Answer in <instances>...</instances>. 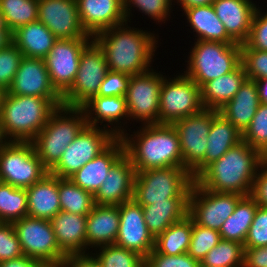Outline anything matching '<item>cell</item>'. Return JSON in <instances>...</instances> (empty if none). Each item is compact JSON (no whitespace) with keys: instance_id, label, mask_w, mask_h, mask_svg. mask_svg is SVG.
Returning a JSON list of instances; mask_svg holds the SVG:
<instances>
[{"instance_id":"1","label":"cell","mask_w":267,"mask_h":267,"mask_svg":"<svg viewBox=\"0 0 267 267\" xmlns=\"http://www.w3.org/2000/svg\"><path fill=\"white\" fill-rule=\"evenodd\" d=\"M141 29L131 28L126 21L93 37L104 51L108 70L134 76L152 68L158 35Z\"/></svg>"},{"instance_id":"2","label":"cell","mask_w":267,"mask_h":267,"mask_svg":"<svg viewBox=\"0 0 267 267\" xmlns=\"http://www.w3.org/2000/svg\"><path fill=\"white\" fill-rule=\"evenodd\" d=\"M260 166V152L241 141L209 164L195 181L210 191L247 196L252 193Z\"/></svg>"},{"instance_id":"3","label":"cell","mask_w":267,"mask_h":267,"mask_svg":"<svg viewBox=\"0 0 267 267\" xmlns=\"http://www.w3.org/2000/svg\"><path fill=\"white\" fill-rule=\"evenodd\" d=\"M139 128L131 135L126 132L121 136L135 171L183 167L179 137L172 124H146Z\"/></svg>"},{"instance_id":"4","label":"cell","mask_w":267,"mask_h":267,"mask_svg":"<svg viewBox=\"0 0 267 267\" xmlns=\"http://www.w3.org/2000/svg\"><path fill=\"white\" fill-rule=\"evenodd\" d=\"M63 105L62 98L12 95L0 98V127L6 141L31 142L50 114Z\"/></svg>"},{"instance_id":"5","label":"cell","mask_w":267,"mask_h":267,"mask_svg":"<svg viewBox=\"0 0 267 267\" xmlns=\"http://www.w3.org/2000/svg\"><path fill=\"white\" fill-rule=\"evenodd\" d=\"M86 125L82 108L62 105L50 114L44 128L31 141L48 170L60 160L63 152Z\"/></svg>"},{"instance_id":"6","label":"cell","mask_w":267,"mask_h":267,"mask_svg":"<svg viewBox=\"0 0 267 267\" xmlns=\"http://www.w3.org/2000/svg\"><path fill=\"white\" fill-rule=\"evenodd\" d=\"M184 74L200 88L208 81L234 71L241 64V44L196 40Z\"/></svg>"},{"instance_id":"7","label":"cell","mask_w":267,"mask_h":267,"mask_svg":"<svg viewBox=\"0 0 267 267\" xmlns=\"http://www.w3.org/2000/svg\"><path fill=\"white\" fill-rule=\"evenodd\" d=\"M135 172L133 199L141 206L189 198L195 180L185 168L177 166Z\"/></svg>"},{"instance_id":"8","label":"cell","mask_w":267,"mask_h":267,"mask_svg":"<svg viewBox=\"0 0 267 267\" xmlns=\"http://www.w3.org/2000/svg\"><path fill=\"white\" fill-rule=\"evenodd\" d=\"M47 173L49 170L38 157L32 142L6 141L0 147L2 182L27 189Z\"/></svg>"},{"instance_id":"9","label":"cell","mask_w":267,"mask_h":267,"mask_svg":"<svg viewBox=\"0 0 267 267\" xmlns=\"http://www.w3.org/2000/svg\"><path fill=\"white\" fill-rule=\"evenodd\" d=\"M167 78L163 83L159 99V124H172L183 117L201 112V88L184 73Z\"/></svg>"},{"instance_id":"10","label":"cell","mask_w":267,"mask_h":267,"mask_svg":"<svg viewBox=\"0 0 267 267\" xmlns=\"http://www.w3.org/2000/svg\"><path fill=\"white\" fill-rule=\"evenodd\" d=\"M12 224L25 256L45 266L63 265L67 255L57 243L50 220L25 216Z\"/></svg>"},{"instance_id":"11","label":"cell","mask_w":267,"mask_h":267,"mask_svg":"<svg viewBox=\"0 0 267 267\" xmlns=\"http://www.w3.org/2000/svg\"><path fill=\"white\" fill-rule=\"evenodd\" d=\"M108 72L103 49L93 39L80 55L79 69L71 87L62 95L63 105L81 108L97 96Z\"/></svg>"},{"instance_id":"12","label":"cell","mask_w":267,"mask_h":267,"mask_svg":"<svg viewBox=\"0 0 267 267\" xmlns=\"http://www.w3.org/2000/svg\"><path fill=\"white\" fill-rule=\"evenodd\" d=\"M116 137L109 130L86 125L49 170L59 178H69L103 152Z\"/></svg>"},{"instance_id":"13","label":"cell","mask_w":267,"mask_h":267,"mask_svg":"<svg viewBox=\"0 0 267 267\" xmlns=\"http://www.w3.org/2000/svg\"><path fill=\"white\" fill-rule=\"evenodd\" d=\"M163 74L151 68L130 77L125 95L129 121L159 124V99ZM134 119V120H132Z\"/></svg>"},{"instance_id":"14","label":"cell","mask_w":267,"mask_h":267,"mask_svg":"<svg viewBox=\"0 0 267 267\" xmlns=\"http://www.w3.org/2000/svg\"><path fill=\"white\" fill-rule=\"evenodd\" d=\"M243 197L237 193L210 191L194 180L189 193L188 215L197 225L219 231Z\"/></svg>"},{"instance_id":"15","label":"cell","mask_w":267,"mask_h":267,"mask_svg":"<svg viewBox=\"0 0 267 267\" xmlns=\"http://www.w3.org/2000/svg\"><path fill=\"white\" fill-rule=\"evenodd\" d=\"M218 113L217 110L203 109L172 123L179 137L183 168L190 174L204 161L209 130Z\"/></svg>"},{"instance_id":"16","label":"cell","mask_w":267,"mask_h":267,"mask_svg":"<svg viewBox=\"0 0 267 267\" xmlns=\"http://www.w3.org/2000/svg\"><path fill=\"white\" fill-rule=\"evenodd\" d=\"M93 38L58 39L44 58L52 86L62 96L73 84L80 55Z\"/></svg>"},{"instance_id":"17","label":"cell","mask_w":267,"mask_h":267,"mask_svg":"<svg viewBox=\"0 0 267 267\" xmlns=\"http://www.w3.org/2000/svg\"><path fill=\"white\" fill-rule=\"evenodd\" d=\"M118 207L120 225L114 244L146 258L154 249L155 238L146 226L142 206L131 199L118 205Z\"/></svg>"},{"instance_id":"18","label":"cell","mask_w":267,"mask_h":267,"mask_svg":"<svg viewBox=\"0 0 267 267\" xmlns=\"http://www.w3.org/2000/svg\"><path fill=\"white\" fill-rule=\"evenodd\" d=\"M38 21L58 39L93 38L81 26L76 0H38Z\"/></svg>"},{"instance_id":"19","label":"cell","mask_w":267,"mask_h":267,"mask_svg":"<svg viewBox=\"0 0 267 267\" xmlns=\"http://www.w3.org/2000/svg\"><path fill=\"white\" fill-rule=\"evenodd\" d=\"M7 92L21 96L62 98L51 84L43 58L23 57Z\"/></svg>"},{"instance_id":"20","label":"cell","mask_w":267,"mask_h":267,"mask_svg":"<svg viewBox=\"0 0 267 267\" xmlns=\"http://www.w3.org/2000/svg\"><path fill=\"white\" fill-rule=\"evenodd\" d=\"M81 108L85 113L87 125L100 127L105 122L102 125L103 128L113 133L116 138H121L127 132L123 128L128 123L127 120H129L125 97L94 96ZM120 120L124 121L125 124Z\"/></svg>"},{"instance_id":"21","label":"cell","mask_w":267,"mask_h":267,"mask_svg":"<svg viewBox=\"0 0 267 267\" xmlns=\"http://www.w3.org/2000/svg\"><path fill=\"white\" fill-rule=\"evenodd\" d=\"M135 169L124 154L109 170L99 190L94 195L97 205L118 206L133 199Z\"/></svg>"},{"instance_id":"22","label":"cell","mask_w":267,"mask_h":267,"mask_svg":"<svg viewBox=\"0 0 267 267\" xmlns=\"http://www.w3.org/2000/svg\"><path fill=\"white\" fill-rule=\"evenodd\" d=\"M83 29L94 37L97 33L126 22L123 0H76Z\"/></svg>"},{"instance_id":"23","label":"cell","mask_w":267,"mask_h":267,"mask_svg":"<svg viewBox=\"0 0 267 267\" xmlns=\"http://www.w3.org/2000/svg\"><path fill=\"white\" fill-rule=\"evenodd\" d=\"M125 154L121 138H116L103 152L86 163L69 178L79 187L92 193L99 190L103 180L108 176L110 168Z\"/></svg>"},{"instance_id":"24","label":"cell","mask_w":267,"mask_h":267,"mask_svg":"<svg viewBox=\"0 0 267 267\" xmlns=\"http://www.w3.org/2000/svg\"><path fill=\"white\" fill-rule=\"evenodd\" d=\"M216 15L224 24L227 34L243 44L250 33L251 22L257 5L252 0H215Z\"/></svg>"},{"instance_id":"25","label":"cell","mask_w":267,"mask_h":267,"mask_svg":"<svg viewBox=\"0 0 267 267\" xmlns=\"http://www.w3.org/2000/svg\"><path fill=\"white\" fill-rule=\"evenodd\" d=\"M120 214L118 206L95 205L87 215L86 244L89 249L114 244L118 235ZM90 247V248H89ZM96 247V248H95Z\"/></svg>"},{"instance_id":"26","label":"cell","mask_w":267,"mask_h":267,"mask_svg":"<svg viewBox=\"0 0 267 267\" xmlns=\"http://www.w3.org/2000/svg\"><path fill=\"white\" fill-rule=\"evenodd\" d=\"M87 216L60 211L50 221L60 249L66 254L87 253Z\"/></svg>"},{"instance_id":"27","label":"cell","mask_w":267,"mask_h":267,"mask_svg":"<svg viewBox=\"0 0 267 267\" xmlns=\"http://www.w3.org/2000/svg\"><path fill=\"white\" fill-rule=\"evenodd\" d=\"M207 139L204 161L191 173L194 179L209 164L220 159L230 148L239 144L242 141V133L218 113L212 120Z\"/></svg>"},{"instance_id":"28","label":"cell","mask_w":267,"mask_h":267,"mask_svg":"<svg viewBox=\"0 0 267 267\" xmlns=\"http://www.w3.org/2000/svg\"><path fill=\"white\" fill-rule=\"evenodd\" d=\"M27 192V216L51 220L61 211L58 193V177L47 173L37 181Z\"/></svg>"},{"instance_id":"29","label":"cell","mask_w":267,"mask_h":267,"mask_svg":"<svg viewBox=\"0 0 267 267\" xmlns=\"http://www.w3.org/2000/svg\"><path fill=\"white\" fill-rule=\"evenodd\" d=\"M259 104L257 83L247 78L239 91L219 110V113L243 133L256 114Z\"/></svg>"},{"instance_id":"30","label":"cell","mask_w":267,"mask_h":267,"mask_svg":"<svg viewBox=\"0 0 267 267\" xmlns=\"http://www.w3.org/2000/svg\"><path fill=\"white\" fill-rule=\"evenodd\" d=\"M247 79L244 67L240 64L234 71L206 82L201 87V102L204 109L219 111Z\"/></svg>"},{"instance_id":"31","label":"cell","mask_w":267,"mask_h":267,"mask_svg":"<svg viewBox=\"0 0 267 267\" xmlns=\"http://www.w3.org/2000/svg\"><path fill=\"white\" fill-rule=\"evenodd\" d=\"M11 38L24 57L43 59L58 40L40 21L18 27L11 33Z\"/></svg>"},{"instance_id":"32","label":"cell","mask_w":267,"mask_h":267,"mask_svg":"<svg viewBox=\"0 0 267 267\" xmlns=\"http://www.w3.org/2000/svg\"><path fill=\"white\" fill-rule=\"evenodd\" d=\"M149 232L156 238L170 225L183 220L189 211V198H170L166 202H154L142 206Z\"/></svg>"},{"instance_id":"33","label":"cell","mask_w":267,"mask_h":267,"mask_svg":"<svg viewBox=\"0 0 267 267\" xmlns=\"http://www.w3.org/2000/svg\"><path fill=\"white\" fill-rule=\"evenodd\" d=\"M189 27L196 32L195 40L236 43L226 32L224 24L210 5L196 6L183 10Z\"/></svg>"},{"instance_id":"34","label":"cell","mask_w":267,"mask_h":267,"mask_svg":"<svg viewBox=\"0 0 267 267\" xmlns=\"http://www.w3.org/2000/svg\"><path fill=\"white\" fill-rule=\"evenodd\" d=\"M258 206L251 195L244 196L235 211L223 222L219 230L221 239L244 245Z\"/></svg>"},{"instance_id":"35","label":"cell","mask_w":267,"mask_h":267,"mask_svg":"<svg viewBox=\"0 0 267 267\" xmlns=\"http://www.w3.org/2000/svg\"><path fill=\"white\" fill-rule=\"evenodd\" d=\"M192 233V218L187 215L183 220L170 225L155 238L154 249L168 256L188 252Z\"/></svg>"},{"instance_id":"36","label":"cell","mask_w":267,"mask_h":267,"mask_svg":"<svg viewBox=\"0 0 267 267\" xmlns=\"http://www.w3.org/2000/svg\"><path fill=\"white\" fill-rule=\"evenodd\" d=\"M61 211L87 216L96 205L94 195L76 185L70 178L58 177Z\"/></svg>"},{"instance_id":"37","label":"cell","mask_w":267,"mask_h":267,"mask_svg":"<svg viewBox=\"0 0 267 267\" xmlns=\"http://www.w3.org/2000/svg\"><path fill=\"white\" fill-rule=\"evenodd\" d=\"M0 13L12 33L22 25L38 21V0H0Z\"/></svg>"},{"instance_id":"38","label":"cell","mask_w":267,"mask_h":267,"mask_svg":"<svg viewBox=\"0 0 267 267\" xmlns=\"http://www.w3.org/2000/svg\"><path fill=\"white\" fill-rule=\"evenodd\" d=\"M26 189L0 182V222L13 223L27 216Z\"/></svg>"},{"instance_id":"39","label":"cell","mask_w":267,"mask_h":267,"mask_svg":"<svg viewBox=\"0 0 267 267\" xmlns=\"http://www.w3.org/2000/svg\"><path fill=\"white\" fill-rule=\"evenodd\" d=\"M244 245L237 241L221 239L201 261L209 267H243Z\"/></svg>"},{"instance_id":"40","label":"cell","mask_w":267,"mask_h":267,"mask_svg":"<svg viewBox=\"0 0 267 267\" xmlns=\"http://www.w3.org/2000/svg\"><path fill=\"white\" fill-rule=\"evenodd\" d=\"M97 248L98 252L92 254L98 259L101 267H145V258L134 251L116 244Z\"/></svg>"},{"instance_id":"41","label":"cell","mask_w":267,"mask_h":267,"mask_svg":"<svg viewBox=\"0 0 267 267\" xmlns=\"http://www.w3.org/2000/svg\"><path fill=\"white\" fill-rule=\"evenodd\" d=\"M174 2V0H123V11L126 21L129 23H131L132 7H136L139 12L148 15L155 22L165 23L167 18H170Z\"/></svg>"},{"instance_id":"42","label":"cell","mask_w":267,"mask_h":267,"mask_svg":"<svg viewBox=\"0 0 267 267\" xmlns=\"http://www.w3.org/2000/svg\"><path fill=\"white\" fill-rule=\"evenodd\" d=\"M221 240L219 231L197 225L192 219V233L188 254L195 260L201 261L206 254Z\"/></svg>"},{"instance_id":"43","label":"cell","mask_w":267,"mask_h":267,"mask_svg":"<svg viewBox=\"0 0 267 267\" xmlns=\"http://www.w3.org/2000/svg\"><path fill=\"white\" fill-rule=\"evenodd\" d=\"M242 141L259 152L267 146V105L259 104L249 126L242 133Z\"/></svg>"},{"instance_id":"44","label":"cell","mask_w":267,"mask_h":267,"mask_svg":"<svg viewBox=\"0 0 267 267\" xmlns=\"http://www.w3.org/2000/svg\"><path fill=\"white\" fill-rule=\"evenodd\" d=\"M23 57V53L12 42L0 49V90L2 92L10 88Z\"/></svg>"},{"instance_id":"45","label":"cell","mask_w":267,"mask_h":267,"mask_svg":"<svg viewBox=\"0 0 267 267\" xmlns=\"http://www.w3.org/2000/svg\"><path fill=\"white\" fill-rule=\"evenodd\" d=\"M241 49L267 51V11L262 13L260 7L254 12L249 36Z\"/></svg>"},{"instance_id":"46","label":"cell","mask_w":267,"mask_h":267,"mask_svg":"<svg viewBox=\"0 0 267 267\" xmlns=\"http://www.w3.org/2000/svg\"><path fill=\"white\" fill-rule=\"evenodd\" d=\"M241 64L248 79L258 80L267 77V51L241 49Z\"/></svg>"},{"instance_id":"47","label":"cell","mask_w":267,"mask_h":267,"mask_svg":"<svg viewBox=\"0 0 267 267\" xmlns=\"http://www.w3.org/2000/svg\"><path fill=\"white\" fill-rule=\"evenodd\" d=\"M24 255L12 223L0 222V262Z\"/></svg>"},{"instance_id":"48","label":"cell","mask_w":267,"mask_h":267,"mask_svg":"<svg viewBox=\"0 0 267 267\" xmlns=\"http://www.w3.org/2000/svg\"><path fill=\"white\" fill-rule=\"evenodd\" d=\"M267 246V208L258 206L244 248Z\"/></svg>"},{"instance_id":"49","label":"cell","mask_w":267,"mask_h":267,"mask_svg":"<svg viewBox=\"0 0 267 267\" xmlns=\"http://www.w3.org/2000/svg\"><path fill=\"white\" fill-rule=\"evenodd\" d=\"M200 262L188 253L168 256L153 249L145 258V267H199Z\"/></svg>"},{"instance_id":"50","label":"cell","mask_w":267,"mask_h":267,"mask_svg":"<svg viewBox=\"0 0 267 267\" xmlns=\"http://www.w3.org/2000/svg\"><path fill=\"white\" fill-rule=\"evenodd\" d=\"M130 75L108 70L103 79L97 96L125 97L128 90Z\"/></svg>"},{"instance_id":"51","label":"cell","mask_w":267,"mask_h":267,"mask_svg":"<svg viewBox=\"0 0 267 267\" xmlns=\"http://www.w3.org/2000/svg\"><path fill=\"white\" fill-rule=\"evenodd\" d=\"M260 168L254 180L251 196L260 207L267 208V166L261 165Z\"/></svg>"},{"instance_id":"52","label":"cell","mask_w":267,"mask_h":267,"mask_svg":"<svg viewBox=\"0 0 267 267\" xmlns=\"http://www.w3.org/2000/svg\"><path fill=\"white\" fill-rule=\"evenodd\" d=\"M244 249L243 267H267V246Z\"/></svg>"},{"instance_id":"53","label":"cell","mask_w":267,"mask_h":267,"mask_svg":"<svg viewBox=\"0 0 267 267\" xmlns=\"http://www.w3.org/2000/svg\"><path fill=\"white\" fill-rule=\"evenodd\" d=\"M90 253L69 254L64 260V267H101L98 259ZM91 255V256H90Z\"/></svg>"},{"instance_id":"54","label":"cell","mask_w":267,"mask_h":267,"mask_svg":"<svg viewBox=\"0 0 267 267\" xmlns=\"http://www.w3.org/2000/svg\"><path fill=\"white\" fill-rule=\"evenodd\" d=\"M0 267H45V265L39 260L22 255L19 258L0 262Z\"/></svg>"},{"instance_id":"55","label":"cell","mask_w":267,"mask_h":267,"mask_svg":"<svg viewBox=\"0 0 267 267\" xmlns=\"http://www.w3.org/2000/svg\"><path fill=\"white\" fill-rule=\"evenodd\" d=\"M177 2V5L185 10L187 8L196 7V6H205L212 4L215 0H174Z\"/></svg>"},{"instance_id":"56","label":"cell","mask_w":267,"mask_h":267,"mask_svg":"<svg viewBox=\"0 0 267 267\" xmlns=\"http://www.w3.org/2000/svg\"><path fill=\"white\" fill-rule=\"evenodd\" d=\"M255 81L258 87L260 103L267 105V77Z\"/></svg>"},{"instance_id":"57","label":"cell","mask_w":267,"mask_h":267,"mask_svg":"<svg viewBox=\"0 0 267 267\" xmlns=\"http://www.w3.org/2000/svg\"><path fill=\"white\" fill-rule=\"evenodd\" d=\"M11 42V32L9 30H0V49L5 48Z\"/></svg>"},{"instance_id":"58","label":"cell","mask_w":267,"mask_h":267,"mask_svg":"<svg viewBox=\"0 0 267 267\" xmlns=\"http://www.w3.org/2000/svg\"><path fill=\"white\" fill-rule=\"evenodd\" d=\"M260 163L262 166H267V146L260 152Z\"/></svg>"},{"instance_id":"59","label":"cell","mask_w":267,"mask_h":267,"mask_svg":"<svg viewBox=\"0 0 267 267\" xmlns=\"http://www.w3.org/2000/svg\"><path fill=\"white\" fill-rule=\"evenodd\" d=\"M0 30H8L4 24L3 16L0 13Z\"/></svg>"},{"instance_id":"60","label":"cell","mask_w":267,"mask_h":267,"mask_svg":"<svg viewBox=\"0 0 267 267\" xmlns=\"http://www.w3.org/2000/svg\"><path fill=\"white\" fill-rule=\"evenodd\" d=\"M6 142L0 127V147Z\"/></svg>"},{"instance_id":"61","label":"cell","mask_w":267,"mask_h":267,"mask_svg":"<svg viewBox=\"0 0 267 267\" xmlns=\"http://www.w3.org/2000/svg\"><path fill=\"white\" fill-rule=\"evenodd\" d=\"M45 267H64V265H59V266H45Z\"/></svg>"},{"instance_id":"62","label":"cell","mask_w":267,"mask_h":267,"mask_svg":"<svg viewBox=\"0 0 267 267\" xmlns=\"http://www.w3.org/2000/svg\"><path fill=\"white\" fill-rule=\"evenodd\" d=\"M199 267H209V266L202 265V264L200 263Z\"/></svg>"}]
</instances>
